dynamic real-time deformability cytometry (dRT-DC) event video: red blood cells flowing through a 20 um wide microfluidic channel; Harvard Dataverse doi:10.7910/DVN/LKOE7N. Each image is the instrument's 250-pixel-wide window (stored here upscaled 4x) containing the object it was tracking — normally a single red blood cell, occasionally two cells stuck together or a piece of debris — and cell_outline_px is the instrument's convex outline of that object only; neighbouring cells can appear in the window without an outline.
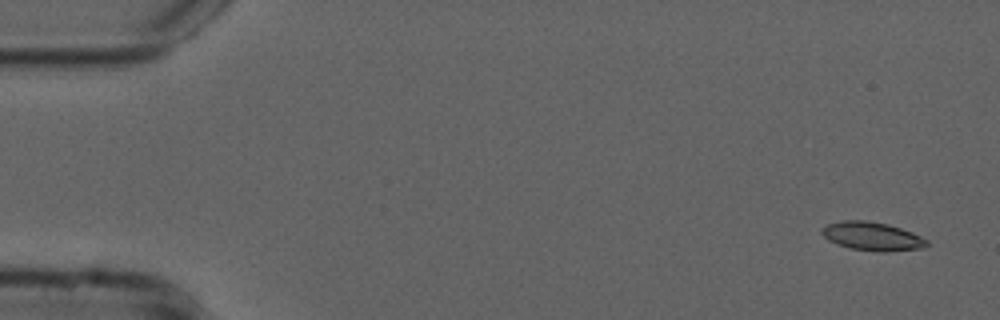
{"species": "common noctule bat (a hibernating species)", "species_latin": "Nyctalus noctula", "temperature_condition": "cold", "stored_images_in_passage": 53, "camera_frame_rate_fps": 3000, "um_per_image_px": 0.085, "animal": {"sex": "male", "forearm_length_mm": 52.5}, "frame": {"image": 1, "passage_image": 1, "time_ms": 0.0, "image_size_px": [1000, 320], "cell_outline_px": [[928, 244], [924, 248], [884, 252], [876, 252], [852, 248], [836, 244], [828, 240], [820, 232], [820, 228], [828, 224], [844, 220], [864, 220], [888, 224], [912, 232], [928, 240]], "centroid_in_image_um": [74.13, 20.09], "position_along_channel_um": 10.9, "area_um2": 17.51}}
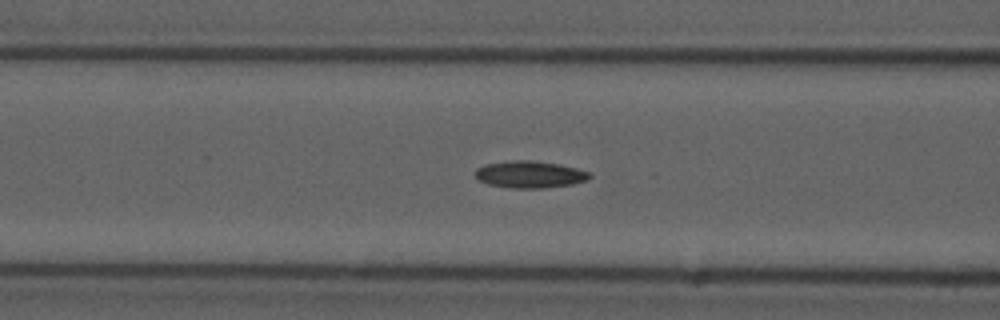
{"frame": {"image": 2, "passage_image": 20, "time_ms": 6.333, "image_size_px": [1000, 320], "cell_outline_px": [[592, 176], [588, 180], [572, 184], [544, 188], [508, 188], [488, 184], [480, 180], [476, 176], [476, 168], [484, 164], [512, 160], [532, 160], [560, 164], [592, 172]], "centroid_in_image_um": [45.07, 14.82], "position_along_channel_um": 121.5, "area_um2": 18.15}}
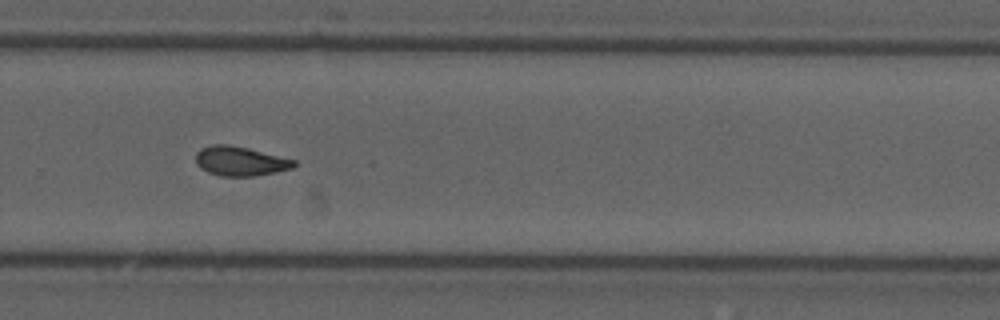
{"frame": {"image": 3, "passage_image": 35, "time_ms": 11.333, "image_size_px": [1000, 320], "cell_outline_px": [[296, 164], [292, 168], [276, 172], [256, 176], [220, 176], [208, 172], [200, 168], [196, 164], [196, 152], [200, 148], [212, 144], [228, 144], [248, 148], [296, 160]], "centroid_in_image_um": [20.39, 13.69], "position_along_channel_um": 309.4, "area_um2": 16.94}, "authors_computed_cell_mechanics": {"area_um2": 16.9354, "velocity_mm_per_s": 3.7686, "shape_relaxation_time_tau1_ms": null, "shape_relaxation_time_tau2_ms": 3.6489, "deformation_change_tau1": null, "deformation_change_tau2": 0.096}}